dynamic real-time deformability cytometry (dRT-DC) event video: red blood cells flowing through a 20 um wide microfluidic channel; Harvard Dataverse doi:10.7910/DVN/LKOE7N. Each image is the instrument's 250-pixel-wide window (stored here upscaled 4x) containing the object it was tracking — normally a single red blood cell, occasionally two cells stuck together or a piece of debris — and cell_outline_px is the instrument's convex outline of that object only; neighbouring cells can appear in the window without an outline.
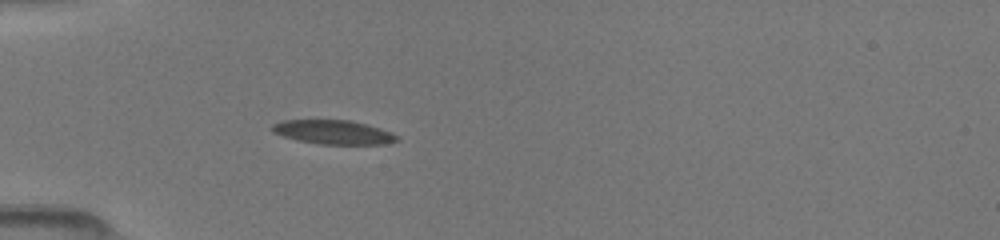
{"species": "common noctule bat (a hibernating species)", "species_latin": "Nyctalus noctula", "temperature_condition": "room temperature", "stored_images_in_passage": 18, "camera_frame_rate_fps": 3000, "um_per_image_px": 0.085, "animal": {"sex": "female", "body_mass_g": 19.5, "forearm_length_mm": 54.1}, "frame": {"image": 1, "passage_image": 14, "time_ms": 3.0, "image_size_px": [1000, 240], "cell_outline_px": [[400, 140], [388, 144], [320, 144], [300, 140], [284, 136], [272, 132], [272, 124], [284, 120], [348, 120], [364, 124], [388, 132], [396, 136]], "centroid_in_image_um": [28.31, 11.24], "position_along_channel_um": 56.7, "area_um2": 17.05}}